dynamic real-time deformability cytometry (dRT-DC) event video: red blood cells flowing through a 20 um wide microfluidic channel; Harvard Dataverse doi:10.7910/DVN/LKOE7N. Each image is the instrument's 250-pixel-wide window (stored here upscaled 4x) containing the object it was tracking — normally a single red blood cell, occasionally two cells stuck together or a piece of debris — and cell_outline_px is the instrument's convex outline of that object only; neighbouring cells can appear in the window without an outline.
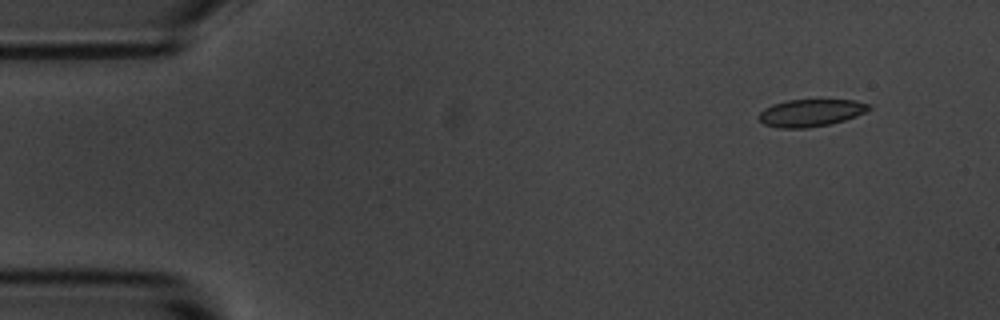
{"species": "common noctule bat (a hibernating species)", "species_latin": "Nyctalus noctula", "temperature_condition": "room temperature", "stored_images_in_passage": 4, "camera_frame_rate_fps": 3000, "um_per_image_px": 0.085, "animal": {"sex": "male", "body_mass_g": 20.1, "forearm_length_mm": 53.5}, "frame": {"image": 1, "passage_image": 2, "time_ms": 1.333, "image_size_px": [1000, 320], "cell_outline_px": [[872, 108], [856, 116], [844, 120], [828, 124], [808, 128], [780, 128], [764, 124], [760, 120], [760, 112], [764, 108], [772, 104], [788, 100], [852, 100], [872, 104]], "centroid_in_image_um": [68.93, 9.58], "position_along_channel_um": 16.1, "area_um2": 17.4}}